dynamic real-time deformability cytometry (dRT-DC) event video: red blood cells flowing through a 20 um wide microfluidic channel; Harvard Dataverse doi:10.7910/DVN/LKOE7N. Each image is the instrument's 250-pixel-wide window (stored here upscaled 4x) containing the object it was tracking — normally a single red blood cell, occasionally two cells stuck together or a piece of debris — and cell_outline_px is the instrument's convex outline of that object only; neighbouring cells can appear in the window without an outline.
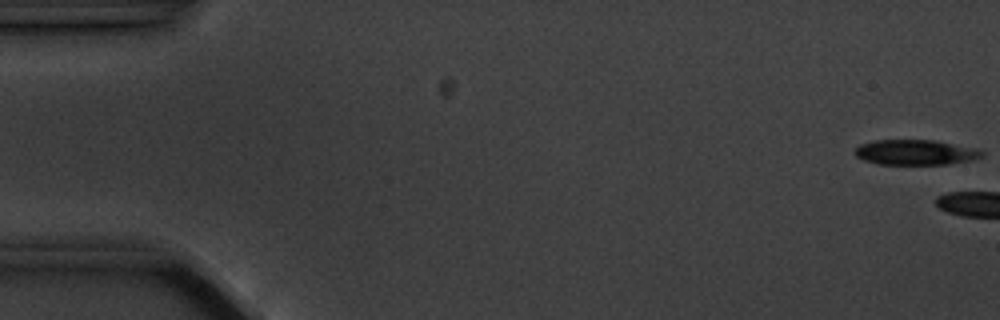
{"species": "common noctule bat (a hibernating species)", "species_latin": "Nyctalus noctula", "temperature_condition": "cold", "stored_images_in_passage": 2, "camera_frame_rate_fps": 3000, "um_per_image_px": 0.085, "animal": {"sex": "male", "body_mass_g": 20.1, "forearm_length_mm": 53.5}, "frame": {"image": 1, "passage_image": 1, "time_ms": 0.0, "image_size_px": [1000, 320], "cell_outline_px": [[984, 156], [972, 160], [948, 164], [876, 164], [864, 160], [856, 156], [852, 152], [860, 144], [872, 140], [936, 140], [976, 148], [984, 152]], "centroid_in_image_um": [77.81, 12.94], "position_along_channel_um": 7.2, "area_um2": 18.84}}